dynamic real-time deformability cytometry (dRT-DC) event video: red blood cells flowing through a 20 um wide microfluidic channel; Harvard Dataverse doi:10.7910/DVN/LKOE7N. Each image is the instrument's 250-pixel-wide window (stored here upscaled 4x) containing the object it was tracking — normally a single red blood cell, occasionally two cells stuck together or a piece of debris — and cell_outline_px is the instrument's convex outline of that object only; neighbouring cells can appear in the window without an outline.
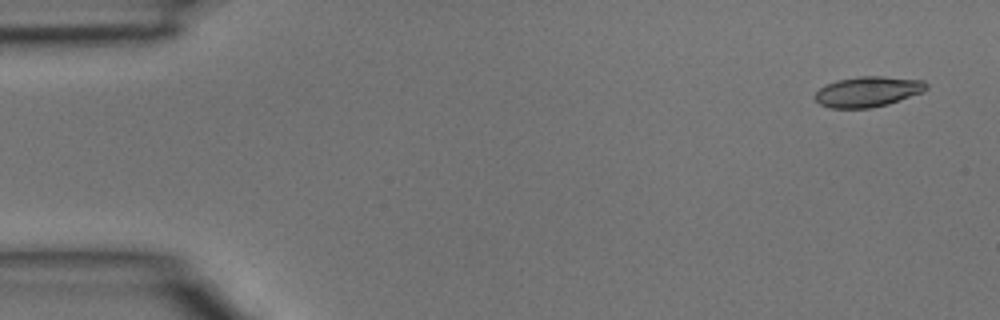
{"species": "common noctule bat (a hibernating species)", "species_latin": "Nyctalus noctula", "temperature_condition": "room temperature", "stored_images_in_passage": 5, "camera_frame_rate_fps": 3000, "um_per_image_px": 0.085, "animal": {"sex": "male", "body_mass_g": 15.6}, "frame": {"image": 1, "passage_image": 1, "time_ms": 0.0, "image_size_px": [1000, 320], "cell_outline_px": [[928, 88], [924, 92], [888, 104], [872, 108], [828, 108], [820, 104], [812, 96], [820, 88], [836, 80], [860, 76], [884, 76], [924, 80], [928, 84]], "centroid_in_image_um": [73.79, 7.79], "position_along_channel_um": 11.2, "area_um2": 19.94}}
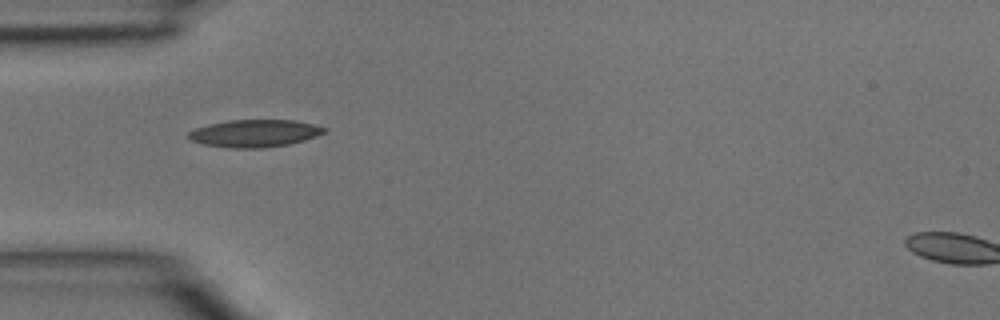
{"frame": {"image": 2, "passage_image": 4, "time_ms": 1.0, "image_size_px": [1000, 320], "cell_outline_px": [[328, 132], [304, 140], [288, 144], [264, 148], [228, 148], [204, 144], [188, 140], [188, 132], [196, 128], [208, 124], [228, 120], [296, 120], [328, 128]], "centroid_in_image_um": [21.65, 11.33], "position_along_channel_um": 63.4, "area_um2": 21.85}}